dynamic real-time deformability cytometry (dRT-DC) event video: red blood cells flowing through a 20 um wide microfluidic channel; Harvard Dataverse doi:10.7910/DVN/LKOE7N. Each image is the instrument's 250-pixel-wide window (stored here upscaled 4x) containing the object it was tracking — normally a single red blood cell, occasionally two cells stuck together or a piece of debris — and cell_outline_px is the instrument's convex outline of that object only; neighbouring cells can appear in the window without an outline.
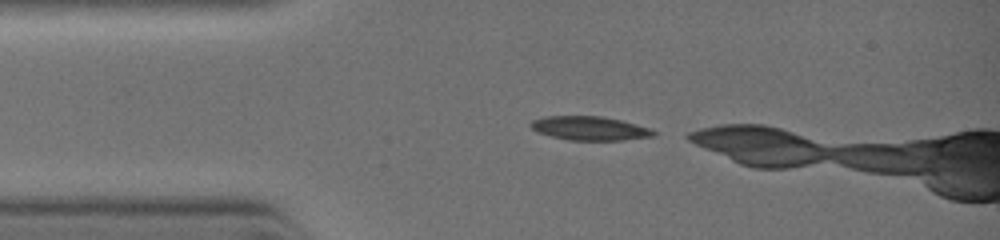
{"species": "common noctule bat (a hibernating species)", "species_latin": "Nyctalus noctula", "temperature_condition": "warm", "stored_images_in_passage": 6, "camera_frame_rate_fps": 3000, "um_per_image_px": 0.085, "animal": {"sex": "female", "body_mass_g": 19.0, "forearm_length_mm": 51.5}, "frame": {"image": 1, "passage_image": 1, "time_ms": 0.0, "image_size_px": [1000, 240], "cell_outline_px": [[656, 136], [620, 140], [572, 140], [552, 136], [540, 132], [532, 128], [528, 124], [532, 120], [544, 116], [604, 116], [620, 120], [648, 128], [656, 132]], "centroid_in_image_um": [50.12, 10.9], "position_along_channel_um": 34.9, "area_um2": 16.88}}